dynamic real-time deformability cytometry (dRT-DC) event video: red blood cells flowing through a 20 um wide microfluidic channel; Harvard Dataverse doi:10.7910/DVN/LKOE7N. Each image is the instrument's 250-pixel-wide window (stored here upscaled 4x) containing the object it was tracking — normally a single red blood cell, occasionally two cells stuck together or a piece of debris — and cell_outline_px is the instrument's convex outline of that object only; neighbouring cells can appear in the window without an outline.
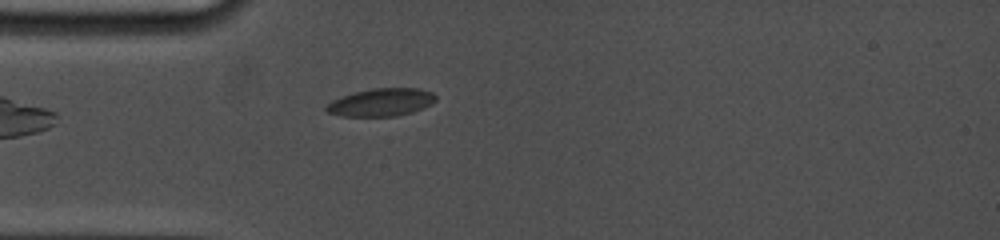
{"species": "common noctule bat (a hibernating species)", "species_latin": "Nyctalus noctula", "temperature_condition": "cold", "stored_images_in_passage": 43, "camera_frame_rate_fps": 5000, "um_per_image_px": 0.085, "animal": {"sex": "female", "body_mass_g": 19.0, "forearm_length_mm": 53.3}, "frame": {"image": 1, "passage_image": 6, "time_ms": 1.6, "image_size_px": [1000, 240], "cell_outline_px": [[436, 100], [432, 104], [424, 108], [412, 112], [396, 116], [344, 116], [328, 112], [324, 108], [332, 100], [356, 92], [372, 88], [420, 88], [432, 92], [436, 96]], "centroid_in_image_um": [32.45, 8.69], "position_along_channel_um": 52.5, "area_um2": 17.63}}
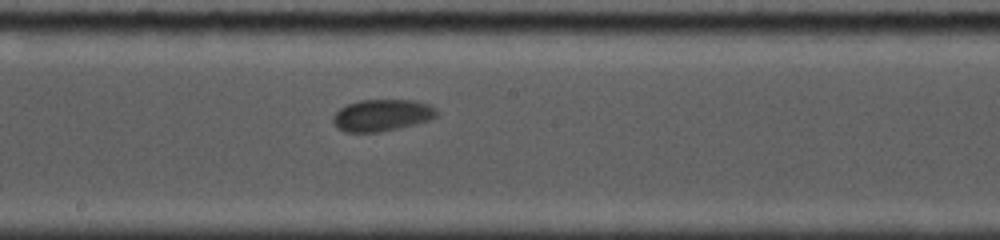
{"frame": {"image": 2, "passage_image": 20, "time_ms": 6.2, "image_size_px": [1000, 240], "cell_outline_px": [[440, 112], [436, 116], [428, 120], [380, 132], [344, 132], [336, 128], [332, 120], [332, 116], [340, 108], [348, 104], [360, 100], [416, 100], [428, 104], [436, 108]], "centroid_in_image_um": [32.44, 9.79], "position_along_channel_um": 215.8, "area_um2": 19.19}}
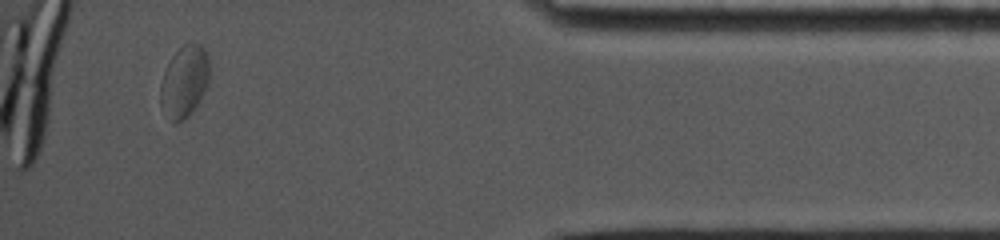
{"frame": {"image": 3, "passage_image": 39, "time_ms": 12.6, "image_size_px": [1000, 240], "cell_outline_px": [[208, 80], [192, 112], [184, 120], [172, 124], [160, 104], [160, 84], [164, 72], [172, 56], [184, 44], [200, 44], [204, 48], [208, 56]], "centroid_in_image_um": [15.63, 6.95], "position_along_channel_um": 419.6, "area_um2": 20.06}, "authors_computed_cell_mechanics": {"area_um2": 18.8428, "velocity_mm_per_s": 3.6775, "shape_relaxation_time_tau1_ms": 1.043, "shape_relaxation_time_tau2_ms": 0.6365, "deformation_change_tau1": 0.0735, "deformation_change_tau2": 0.0345}}